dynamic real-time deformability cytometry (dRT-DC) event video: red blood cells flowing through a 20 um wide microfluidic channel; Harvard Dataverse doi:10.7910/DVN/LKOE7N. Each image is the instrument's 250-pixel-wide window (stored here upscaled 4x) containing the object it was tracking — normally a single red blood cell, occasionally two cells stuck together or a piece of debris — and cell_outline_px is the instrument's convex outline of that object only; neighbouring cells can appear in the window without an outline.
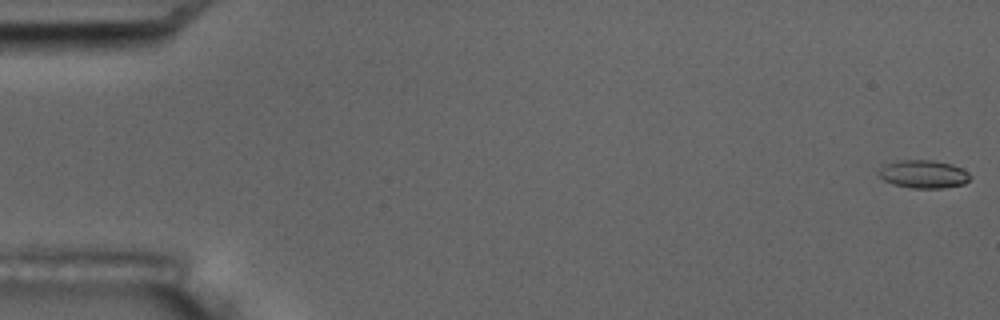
{"species": "common noctule bat (a hibernating species)", "species_latin": "Nyctalus noctula", "temperature_condition": "room temperature", "stored_images_in_passage": 6, "camera_frame_rate_fps": 3000, "um_per_image_px": 0.085, "animal": {"sex": "male", "body_mass_g": 17.5, "forearm_length_mm": 52.3}, "frame": {"image": 1, "passage_image": 1, "time_ms": 0.0, "image_size_px": [1000, 320], "cell_outline_px": [[972, 176], [964, 184], [944, 188], [912, 188], [896, 184], [884, 180], [880, 176], [880, 168], [888, 164], [904, 160], [932, 160], [952, 164], [968, 172]], "centroid_in_image_um": [78.56, 14.81], "position_along_channel_um": 6.4, "area_um2": 14.62}}
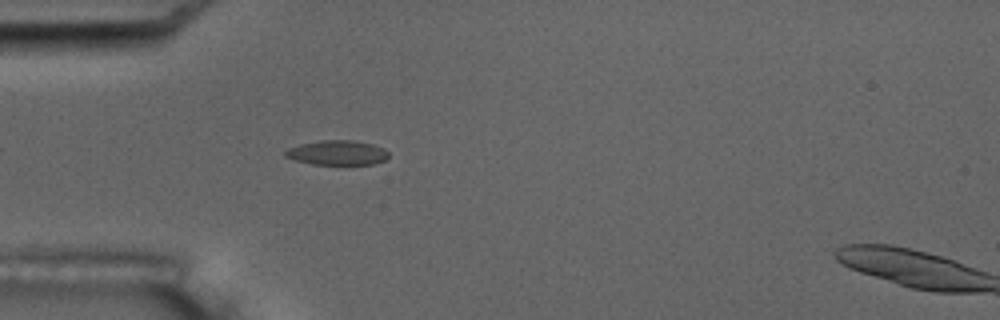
{"frame": {"image": 2, "passage_image": 6, "time_ms": 5.667, "image_size_px": [1000, 320], "cell_outline_px": [[388, 156], [384, 160], [372, 164], [312, 164], [296, 160], [284, 156], [284, 152], [288, 148], [300, 144], [320, 140], [352, 140], [372, 144], [384, 148], [388, 152]], "centroid_in_image_um": [28.65, 12.97], "position_along_channel_um": 56.3, "area_um2": 14.74}}